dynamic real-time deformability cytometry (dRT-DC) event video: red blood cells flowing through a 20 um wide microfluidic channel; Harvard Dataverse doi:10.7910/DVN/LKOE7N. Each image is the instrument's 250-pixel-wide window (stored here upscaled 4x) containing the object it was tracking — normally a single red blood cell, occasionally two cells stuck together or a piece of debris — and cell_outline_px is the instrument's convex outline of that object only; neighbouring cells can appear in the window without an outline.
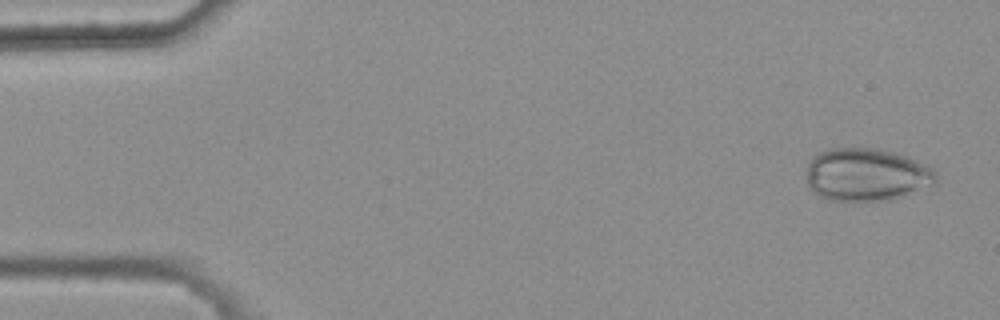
{"species": "common noctule bat (a hibernating species)", "species_latin": "Nyctalus noctula", "temperature_condition": "warm", "stored_images_in_passage": 5, "camera_frame_rate_fps": 3000, "um_per_image_px": 0.085, "animal": {"sex": "female", "body_mass_g": 25.1}, "frame": {"image": 1, "passage_image": 1, "time_ms": 0.0, "image_size_px": [1000, 320], "cell_outline_px": [[936, 184], [896, 200], [868, 204], [860, 204], [828, 200], [812, 192], [808, 188], [808, 164], [812, 156], [820, 152], [832, 148], [876, 148], [896, 152], [908, 156], [932, 168], [936, 172]], "centroid_in_image_um": [73.68, 14.91], "position_along_channel_um": 11.3, "area_um2": 41.38}}